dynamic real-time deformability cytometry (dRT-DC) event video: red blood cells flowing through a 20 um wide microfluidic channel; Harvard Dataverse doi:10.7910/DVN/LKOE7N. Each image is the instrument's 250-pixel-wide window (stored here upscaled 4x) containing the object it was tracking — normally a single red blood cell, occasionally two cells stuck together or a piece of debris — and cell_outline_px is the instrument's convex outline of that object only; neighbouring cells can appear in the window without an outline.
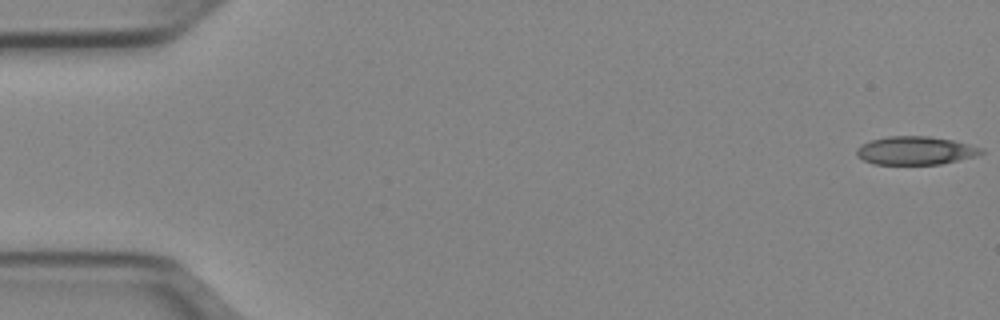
{"species": "Egyptian fruit bat (a non-hibernating species)", "species_latin": "Rousettus aegyptiacus", "temperature_condition": "cold", "stored_images_in_passage": 51, "camera_frame_rate_fps": 3000, "um_per_image_px": 0.085, "animal": {"sex": "female"}, "frame": {"image": 1, "passage_image": 1, "time_ms": 0.0, "image_size_px": [1000, 320], "cell_outline_px": [[984, 152], [976, 156], [940, 164], [872, 164], [856, 156], [856, 148], [860, 144], [872, 140], [888, 136], [928, 136], [952, 140], [984, 148]], "centroid_in_image_um": [77.79, 12.8], "position_along_channel_um": 7.2, "area_um2": 20.58}}
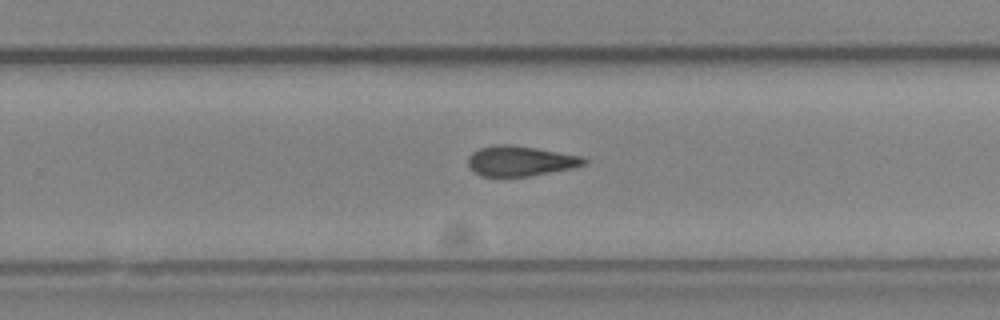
{"frame": {"image": 2, "passage_image": 33, "time_ms": 10.667, "image_size_px": [1000, 320], "cell_outline_px": [[588, 164], [572, 168], [528, 176], [480, 176], [468, 164], [468, 156], [472, 152], [480, 148], [496, 144], [508, 144], [536, 148], [584, 156], [588, 160]], "centroid_in_image_um": [44.27, 13.67], "position_along_channel_um": 285.5, "area_um2": 20.35}}
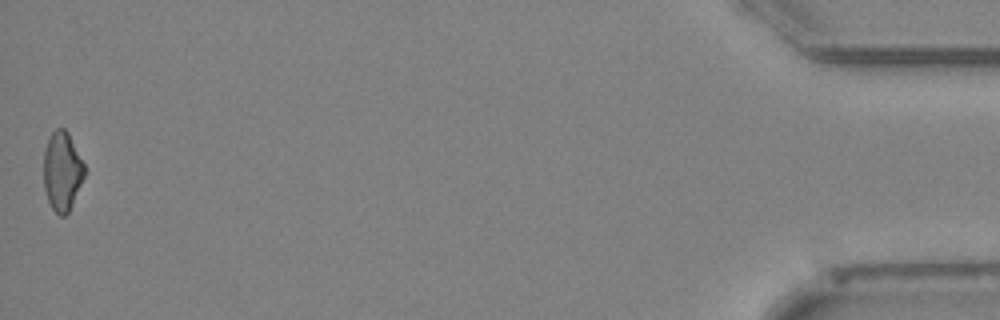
{"frame": {"image": 3, "passage_image": 51, "time_ms": 16.667, "image_size_px": [1000, 320], "cell_outline_px": [[84, 176], [68, 212], [64, 216], [60, 216], [52, 208], [48, 200], [44, 188], [44, 148], [52, 132], [56, 128], [64, 128], [68, 132], [84, 164]], "centroid_in_image_um": [5.27, 14.53], "position_along_channel_um": 429.9, "area_um2": 18.5}, "authors_computed_cell_mechanics": {"area_um2": 20.808, "velocity_mm_per_s": 3.9639, "shape_relaxation_time_tau1_ms": 8.4506, "shape_relaxation_time_tau2_ms": 4.4294, "deformation_change_tau1": 0.1922, "deformation_change_tau2": 0.1471}}